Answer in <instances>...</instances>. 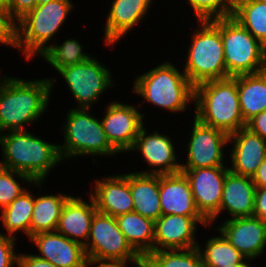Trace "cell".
I'll list each match as a JSON object with an SVG mask.
<instances>
[{
    "instance_id": "obj_19",
    "label": "cell",
    "mask_w": 266,
    "mask_h": 267,
    "mask_svg": "<svg viewBox=\"0 0 266 267\" xmlns=\"http://www.w3.org/2000/svg\"><path fill=\"white\" fill-rule=\"evenodd\" d=\"M28 240L37 247L35 255L57 267H90L84 246L57 231L38 233Z\"/></svg>"
},
{
    "instance_id": "obj_39",
    "label": "cell",
    "mask_w": 266,
    "mask_h": 267,
    "mask_svg": "<svg viewBox=\"0 0 266 267\" xmlns=\"http://www.w3.org/2000/svg\"><path fill=\"white\" fill-rule=\"evenodd\" d=\"M18 267H57L51 262L39 258L34 253L19 252L18 255Z\"/></svg>"
},
{
    "instance_id": "obj_36",
    "label": "cell",
    "mask_w": 266,
    "mask_h": 267,
    "mask_svg": "<svg viewBox=\"0 0 266 267\" xmlns=\"http://www.w3.org/2000/svg\"><path fill=\"white\" fill-rule=\"evenodd\" d=\"M17 239L0 231V267H18ZM16 249V250H15Z\"/></svg>"
},
{
    "instance_id": "obj_20",
    "label": "cell",
    "mask_w": 266,
    "mask_h": 267,
    "mask_svg": "<svg viewBox=\"0 0 266 267\" xmlns=\"http://www.w3.org/2000/svg\"><path fill=\"white\" fill-rule=\"evenodd\" d=\"M229 170L235 174L251 177L266 158V140L243 127L229 135Z\"/></svg>"
},
{
    "instance_id": "obj_31",
    "label": "cell",
    "mask_w": 266,
    "mask_h": 267,
    "mask_svg": "<svg viewBox=\"0 0 266 267\" xmlns=\"http://www.w3.org/2000/svg\"><path fill=\"white\" fill-rule=\"evenodd\" d=\"M232 17L266 47V2L236 0Z\"/></svg>"
},
{
    "instance_id": "obj_6",
    "label": "cell",
    "mask_w": 266,
    "mask_h": 267,
    "mask_svg": "<svg viewBox=\"0 0 266 267\" xmlns=\"http://www.w3.org/2000/svg\"><path fill=\"white\" fill-rule=\"evenodd\" d=\"M72 0H52L35 8L17 21V51L28 62L55 43L61 27L75 9ZM55 36V37H54ZM54 39V40H53Z\"/></svg>"
},
{
    "instance_id": "obj_17",
    "label": "cell",
    "mask_w": 266,
    "mask_h": 267,
    "mask_svg": "<svg viewBox=\"0 0 266 267\" xmlns=\"http://www.w3.org/2000/svg\"><path fill=\"white\" fill-rule=\"evenodd\" d=\"M155 0H111L108 5L103 45L113 47L122 41L131 30L143 23ZM120 40V41H119Z\"/></svg>"
},
{
    "instance_id": "obj_9",
    "label": "cell",
    "mask_w": 266,
    "mask_h": 267,
    "mask_svg": "<svg viewBox=\"0 0 266 267\" xmlns=\"http://www.w3.org/2000/svg\"><path fill=\"white\" fill-rule=\"evenodd\" d=\"M109 69L105 62L93 55L84 62L57 72L77 104L73 108L93 109L94 104L105 96L108 89L118 85L115 83L114 73Z\"/></svg>"
},
{
    "instance_id": "obj_13",
    "label": "cell",
    "mask_w": 266,
    "mask_h": 267,
    "mask_svg": "<svg viewBox=\"0 0 266 267\" xmlns=\"http://www.w3.org/2000/svg\"><path fill=\"white\" fill-rule=\"evenodd\" d=\"M140 104H127L119 100L108 103L101 121L110 145L120 154L132 148L141 128L145 125L146 113Z\"/></svg>"
},
{
    "instance_id": "obj_12",
    "label": "cell",
    "mask_w": 266,
    "mask_h": 267,
    "mask_svg": "<svg viewBox=\"0 0 266 267\" xmlns=\"http://www.w3.org/2000/svg\"><path fill=\"white\" fill-rule=\"evenodd\" d=\"M150 128L146 124L141 128L139 135L136 137L132 148L127 153H139L142 159V164L147 163L148 170L143 168V170L135 171L143 174H154V175H166L175 174L181 172V160H179V154L176 151H180V145L176 150L175 139L173 136L167 133H160L156 129H152L148 132ZM134 151V152H133Z\"/></svg>"
},
{
    "instance_id": "obj_41",
    "label": "cell",
    "mask_w": 266,
    "mask_h": 267,
    "mask_svg": "<svg viewBox=\"0 0 266 267\" xmlns=\"http://www.w3.org/2000/svg\"><path fill=\"white\" fill-rule=\"evenodd\" d=\"M253 216L266 222V187L256 188Z\"/></svg>"
},
{
    "instance_id": "obj_29",
    "label": "cell",
    "mask_w": 266,
    "mask_h": 267,
    "mask_svg": "<svg viewBox=\"0 0 266 267\" xmlns=\"http://www.w3.org/2000/svg\"><path fill=\"white\" fill-rule=\"evenodd\" d=\"M219 235L214 234L206 239L204 246L200 243L197 248L201 255L204 267H229L240 263L245 257L217 230ZM203 246V247H202Z\"/></svg>"
},
{
    "instance_id": "obj_16",
    "label": "cell",
    "mask_w": 266,
    "mask_h": 267,
    "mask_svg": "<svg viewBox=\"0 0 266 267\" xmlns=\"http://www.w3.org/2000/svg\"><path fill=\"white\" fill-rule=\"evenodd\" d=\"M228 242L245 258L254 261L266 250V222L254 216L223 219L216 226Z\"/></svg>"
},
{
    "instance_id": "obj_26",
    "label": "cell",
    "mask_w": 266,
    "mask_h": 267,
    "mask_svg": "<svg viewBox=\"0 0 266 267\" xmlns=\"http://www.w3.org/2000/svg\"><path fill=\"white\" fill-rule=\"evenodd\" d=\"M28 186L11 204L0 211L3 234L18 239V233L30 238V225L34 207V193Z\"/></svg>"
},
{
    "instance_id": "obj_27",
    "label": "cell",
    "mask_w": 266,
    "mask_h": 267,
    "mask_svg": "<svg viewBox=\"0 0 266 267\" xmlns=\"http://www.w3.org/2000/svg\"><path fill=\"white\" fill-rule=\"evenodd\" d=\"M118 227L131 247L138 253L148 256L154 252L155 222L135 211L115 217Z\"/></svg>"
},
{
    "instance_id": "obj_1",
    "label": "cell",
    "mask_w": 266,
    "mask_h": 267,
    "mask_svg": "<svg viewBox=\"0 0 266 267\" xmlns=\"http://www.w3.org/2000/svg\"><path fill=\"white\" fill-rule=\"evenodd\" d=\"M0 133L28 130L46 114L57 79L50 76L38 79L18 78L0 74Z\"/></svg>"
},
{
    "instance_id": "obj_18",
    "label": "cell",
    "mask_w": 266,
    "mask_h": 267,
    "mask_svg": "<svg viewBox=\"0 0 266 267\" xmlns=\"http://www.w3.org/2000/svg\"><path fill=\"white\" fill-rule=\"evenodd\" d=\"M91 185L94 190L90 189L88 194L93 198L98 212L117 217L134 210L129 171L95 178Z\"/></svg>"
},
{
    "instance_id": "obj_40",
    "label": "cell",
    "mask_w": 266,
    "mask_h": 267,
    "mask_svg": "<svg viewBox=\"0 0 266 267\" xmlns=\"http://www.w3.org/2000/svg\"><path fill=\"white\" fill-rule=\"evenodd\" d=\"M246 128L266 140V110L250 119L246 123Z\"/></svg>"
},
{
    "instance_id": "obj_14",
    "label": "cell",
    "mask_w": 266,
    "mask_h": 267,
    "mask_svg": "<svg viewBox=\"0 0 266 267\" xmlns=\"http://www.w3.org/2000/svg\"><path fill=\"white\" fill-rule=\"evenodd\" d=\"M228 166L181 169L188 178L199 213L214 227L219 209ZM213 224V225H212Z\"/></svg>"
},
{
    "instance_id": "obj_4",
    "label": "cell",
    "mask_w": 266,
    "mask_h": 267,
    "mask_svg": "<svg viewBox=\"0 0 266 267\" xmlns=\"http://www.w3.org/2000/svg\"><path fill=\"white\" fill-rule=\"evenodd\" d=\"M194 109L189 112L192 116L227 135L246 127L240 108L237 76L210 80L195 86Z\"/></svg>"
},
{
    "instance_id": "obj_15",
    "label": "cell",
    "mask_w": 266,
    "mask_h": 267,
    "mask_svg": "<svg viewBox=\"0 0 266 267\" xmlns=\"http://www.w3.org/2000/svg\"><path fill=\"white\" fill-rule=\"evenodd\" d=\"M198 226L210 228L203 216L161 215L155 221L154 251L197 247Z\"/></svg>"
},
{
    "instance_id": "obj_7",
    "label": "cell",
    "mask_w": 266,
    "mask_h": 267,
    "mask_svg": "<svg viewBox=\"0 0 266 267\" xmlns=\"http://www.w3.org/2000/svg\"><path fill=\"white\" fill-rule=\"evenodd\" d=\"M60 127L63 144H58L61 159L65 163L75 158L116 157L119 154L107 140L100 116L92 109L70 108ZM118 154V155H117ZM83 156V157H82Z\"/></svg>"
},
{
    "instance_id": "obj_23",
    "label": "cell",
    "mask_w": 266,
    "mask_h": 267,
    "mask_svg": "<svg viewBox=\"0 0 266 267\" xmlns=\"http://www.w3.org/2000/svg\"><path fill=\"white\" fill-rule=\"evenodd\" d=\"M256 187L251 177L227 172L222 200L219 209L221 214L228 213V219L251 217L254 213Z\"/></svg>"
},
{
    "instance_id": "obj_38",
    "label": "cell",
    "mask_w": 266,
    "mask_h": 267,
    "mask_svg": "<svg viewBox=\"0 0 266 267\" xmlns=\"http://www.w3.org/2000/svg\"><path fill=\"white\" fill-rule=\"evenodd\" d=\"M145 262L146 256L139 254L138 256L130 259L105 261L98 264L90 265V267H144Z\"/></svg>"
},
{
    "instance_id": "obj_21",
    "label": "cell",
    "mask_w": 266,
    "mask_h": 267,
    "mask_svg": "<svg viewBox=\"0 0 266 267\" xmlns=\"http://www.w3.org/2000/svg\"><path fill=\"white\" fill-rule=\"evenodd\" d=\"M88 199L74 194L65 203L56 231L72 241L86 245L92 219L97 212L93 198Z\"/></svg>"
},
{
    "instance_id": "obj_33",
    "label": "cell",
    "mask_w": 266,
    "mask_h": 267,
    "mask_svg": "<svg viewBox=\"0 0 266 267\" xmlns=\"http://www.w3.org/2000/svg\"><path fill=\"white\" fill-rule=\"evenodd\" d=\"M27 185L25 188L21 183ZM34 181L26 174L0 166V211L11 204Z\"/></svg>"
},
{
    "instance_id": "obj_44",
    "label": "cell",
    "mask_w": 266,
    "mask_h": 267,
    "mask_svg": "<svg viewBox=\"0 0 266 267\" xmlns=\"http://www.w3.org/2000/svg\"><path fill=\"white\" fill-rule=\"evenodd\" d=\"M11 0H0V9L9 10Z\"/></svg>"
},
{
    "instance_id": "obj_28",
    "label": "cell",
    "mask_w": 266,
    "mask_h": 267,
    "mask_svg": "<svg viewBox=\"0 0 266 267\" xmlns=\"http://www.w3.org/2000/svg\"><path fill=\"white\" fill-rule=\"evenodd\" d=\"M237 89L244 122L266 110V72L237 76Z\"/></svg>"
},
{
    "instance_id": "obj_2",
    "label": "cell",
    "mask_w": 266,
    "mask_h": 267,
    "mask_svg": "<svg viewBox=\"0 0 266 267\" xmlns=\"http://www.w3.org/2000/svg\"><path fill=\"white\" fill-rule=\"evenodd\" d=\"M30 130L0 133V166L46 182L49 173L63 163L58 143H51ZM60 164V165H59Z\"/></svg>"
},
{
    "instance_id": "obj_3",
    "label": "cell",
    "mask_w": 266,
    "mask_h": 267,
    "mask_svg": "<svg viewBox=\"0 0 266 267\" xmlns=\"http://www.w3.org/2000/svg\"><path fill=\"white\" fill-rule=\"evenodd\" d=\"M134 78L131 89L142 98V105L148 103L172 114H184L194 105V86L183 69L172 61L165 59Z\"/></svg>"
},
{
    "instance_id": "obj_32",
    "label": "cell",
    "mask_w": 266,
    "mask_h": 267,
    "mask_svg": "<svg viewBox=\"0 0 266 267\" xmlns=\"http://www.w3.org/2000/svg\"><path fill=\"white\" fill-rule=\"evenodd\" d=\"M144 267H204L197 247L154 251L146 256Z\"/></svg>"
},
{
    "instance_id": "obj_22",
    "label": "cell",
    "mask_w": 266,
    "mask_h": 267,
    "mask_svg": "<svg viewBox=\"0 0 266 267\" xmlns=\"http://www.w3.org/2000/svg\"><path fill=\"white\" fill-rule=\"evenodd\" d=\"M159 197L162 215L202 216L183 172L159 175Z\"/></svg>"
},
{
    "instance_id": "obj_30",
    "label": "cell",
    "mask_w": 266,
    "mask_h": 267,
    "mask_svg": "<svg viewBox=\"0 0 266 267\" xmlns=\"http://www.w3.org/2000/svg\"><path fill=\"white\" fill-rule=\"evenodd\" d=\"M82 42L76 38H68L63 42L52 43L40 56L50 68L58 72L68 66H73L88 60L93 56L89 52H84Z\"/></svg>"
},
{
    "instance_id": "obj_43",
    "label": "cell",
    "mask_w": 266,
    "mask_h": 267,
    "mask_svg": "<svg viewBox=\"0 0 266 267\" xmlns=\"http://www.w3.org/2000/svg\"><path fill=\"white\" fill-rule=\"evenodd\" d=\"M251 260L244 258L240 263L233 264L232 266L229 267H251Z\"/></svg>"
},
{
    "instance_id": "obj_5",
    "label": "cell",
    "mask_w": 266,
    "mask_h": 267,
    "mask_svg": "<svg viewBox=\"0 0 266 267\" xmlns=\"http://www.w3.org/2000/svg\"><path fill=\"white\" fill-rule=\"evenodd\" d=\"M186 47L183 72L195 87L210 80L230 77L226 71L224 47L220 33V18L197 21Z\"/></svg>"
},
{
    "instance_id": "obj_11",
    "label": "cell",
    "mask_w": 266,
    "mask_h": 267,
    "mask_svg": "<svg viewBox=\"0 0 266 267\" xmlns=\"http://www.w3.org/2000/svg\"><path fill=\"white\" fill-rule=\"evenodd\" d=\"M191 121L193 123L190 125L192 127L188 141L183 146L186 147V157L181 159V162L184 161L181 163V169L228 166L225 158L228 156L229 135L201 123L194 116Z\"/></svg>"
},
{
    "instance_id": "obj_8",
    "label": "cell",
    "mask_w": 266,
    "mask_h": 267,
    "mask_svg": "<svg viewBox=\"0 0 266 267\" xmlns=\"http://www.w3.org/2000/svg\"><path fill=\"white\" fill-rule=\"evenodd\" d=\"M220 33L229 76L265 70L266 47L232 16L220 18Z\"/></svg>"
},
{
    "instance_id": "obj_10",
    "label": "cell",
    "mask_w": 266,
    "mask_h": 267,
    "mask_svg": "<svg viewBox=\"0 0 266 267\" xmlns=\"http://www.w3.org/2000/svg\"><path fill=\"white\" fill-rule=\"evenodd\" d=\"M84 249L90 265L126 260L139 255L119 229L115 217L98 211L92 219Z\"/></svg>"
},
{
    "instance_id": "obj_37",
    "label": "cell",
    "mask_w": 266,
    "mask_h": 267,
    "mask_svg": "<svg viewBox=\"0 0 266 267\" xmlns=\"http://www.w3.org/2000/svg\"><path fill=\"white\" fill-rule=\"evenodd\" d=\"M37 5V0H11L9 12L11 16L18 21L25 14L32 11Z\"/></svg>"
},
{
    "instance_id": "obj_34",
    "label": "cell",
    "mask_w": 266,
    "mask_h": 267,
    "mask_svg": "<svg viewBox=\"0 0 266 267\" xmlns=\"http://www.w3.org/2000/svg\"><path fill=\"white\" fill-rule=\"evenodd\" d=\"M194 13L195 22L232 16L236 0H185Z\"/></svg>"
},
{
    "instance_id": "obj_45",
    "label": "cell",
    "mask_w": 266,
    "mask_h": 267,
    "mask_svg": "<svg viewBox=\"0 0 266 267\" xmlns=\"http://www.w3.org/2000/svg\"><path fill=\"white\" fill-rule=\"evenodd\" d=\"M52 0H37V5L46 4Z\"/></svg>"
},
{
    "instance_id": "obj_24",
    "label": "cell",
    "mask_w": 266,
    "mask_h": 267,
    "mask_svg": "<svg viewBox=\"0 0 266 267\" xmlns=\"http://www.w3.org/2000/svg\"><path fill=\"white\" fill-rule=\"evenodd\" d=\"M43 181H34L30 187H34L39 192L34 194V207L30 225V237L38 233L56 231L59 217L66 201L72 196L64 191L60 193L43 192ZM42 193L44 194H41ZM64 193V194H63Z\"/></svg>"
},
{
    "instance_id": "obj_42",
    "label": "cell",
    "mask_w": 266,
    "mask_h": 267,
    "mask_svg": "<svg viewBox=\"0 0 266 267\" xmlns=\"http://www.w3.org/2000/svg\"><path fill=\"white\" fill-rule=\"evenodd\" d=\"M252 181L256 188L266 187V158L252 176Z\"/></svg>"
},
{
    "instance_id": "obj_25",
    "label": "cell",
    "mask_w": 266,
    "mask_h": 267,
    "mask_svg": "<svg viewBox=\"0 0 266 267\" xmlns=\"http://www.w3.org/2000/svg\"><path fill=\"white\" fill-rule=\"evenodd\" d=\"M134 210L154 222L162 215L159 197V175L129 171Z\"/></svg>"
},
{
    "instance_id": "obj_35",
    "label": "cell",
    "mask_w": 266,
    "mask_h": 267,
    "mask_svg": "<svg viewBox=\"0 0 266 267\" xmlns=\"http://www.w3.org/2000/svg\"><path fill=\"white\" fill-rule=\"evenodd\" d=\"M0 44L17 50V21L9 10L0 9Z\"/></svg>"
}]
</instances>
